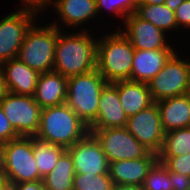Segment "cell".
Masks as SVG:
<instances>
[{
	"mask_svg": "<svg viewBox=\"0 0 190 190\" xmlns=\"http://www.w3.org/2000/svg\"><path fill=\"white\" fill-rule=\"evenodd\" d=\"M51 25L59 28L53 71L69 78L96 69L98 39L87 30L65 34L57 22L53 21Z\"/></svg>",
	"mask_w": 190,
	"mask_h": 190,
	"instance_id": "1",
	"label": "cell"
},
{
	"mask_svg": "<svg viewBox=\"0 0 190 190\" xmlns=\"http://www.w3.org/2000/svg\"><path fill=\"white\" fill-rule=\"evenodd\" d=\"M89 132V127L63 103L41 110L39 128L35 136L67 149Z\"/></svg>",
	"mask_w": 190,
	"mask_h": 190,
	"instance_id": "2",
	"label": "cell"
},
{
	"mask_svg": "<svg viewBox=\"0 0 190 190\" xmlns=\"http://www.w3.org/2000/svg\"><path fill=\"white\" fill-rule=\"evenodd\" d=\"M97 41L96 69L108 83L130 80L135 48L117 29Z\"/></svg>",
	"mask_w": 190,
	"mask_h": 190,
	"instance_id": "3",
	"label": "cell"
},
{
	"mask_svg": "<svg viewBox=\"0 0 190 190\" xmlns=\"http://www.w3.org/2000/svg\"><path fill=\"white\" fill-rule=\"evenodd\" d=\"M107 83L97 69L68 78L66 104L88 127L97 119L99 99Z\"/></svg>",
	"mask_w": 190,
	"mask_h": 190,
	"instance_id": "4",
	"label": "cell"
},
{
	"mask_svg": "<svg viewBox=\"0 0 190 190\" xmlns=\"http://www.w3.org/2000/svg\"><path fill=\"white\" fill-rule=\"evenodd\" d=\"M58 33L56 26L39 27L34 23L23 39L17 58L40 74L53 71Z\"/></svg>",
	"mask_w": 190,
	"mask_h": 190,
	"instance_id": "5",
	"label": "cell"
},
{
	"mask_svg": "<svg viewBox=\"0 0 190 190\" xmlns=\"http://www.w3.org/2000/svg\"><path fill=\"white\" fill-rule=\"evenodd\" d=\"M174 52L164 67L147 83L153 102L190 93V60Z\"/></svg>",
	"mask_w": 190,
	"mask_h": 190,
	"instance_id": "6",
	"label": "cell"
},
{
	"mask_svg": "<svg viewBox=\"0 0 190 190\" xmlns=\"http://www.w3.org/2000/svg\"><path fill=\"white\" fill-rule=\"evenodd\" d=\"M5 178L16 184L43 181L33 153L32 136L19 137L3 144Z\"/></svg>",
	"mask_w": 190,
	"mask_h": 190,
	"instance_id": "7",
	"label": "cell"
},
{
	"mask_svg": "<svg viewBox=\"0 0 190 190\" xmlns=\"http://www.w3.org/2000/svg\"><path fill=\"white\" fill-rule=\"evenodd\" d=\"M0 105L11 126L20 137L37 134L42 108L35 102L34 96L7 92L1 98Z\"/></svg>",
	"mask_w": 190,
	"mask_h": 190,
	"instance_id": "8",
	"label": "cell"
},
{
	"mask_svg": "<svg viewBox=\"0 0 190 190\" xmlns=\"http://www.w3.org/2000/svg\"><path fill=\"white\" fill-rule=\"evenodd\" d=\"M38 12L21 7L0 20V65L17 58L23 39L36 21L35 16Z\"/></svg>",
	"mask_w": 190,
	"mask_h": 190,
	"instance_id": "9",
	"label": "cell"
},
{
	"mask_svg": "<svg viewBox=\"0 0 190 190\" xmlns=\"http://www.w3.org/2000/svg\"><path fill=\"white\" fill-rule=\"evenodd\" d=\"M90 133L101 144L109 163L142 158L149 152L126 127L90 130Z\"/></svg>",
	"mask_w": 190,
	"mask_h": 190,
	"instance_id": "10",
	"label": "cell"
},
{
	"mask_svg": "<svg viewBox=\"0 0 190 190\" xmlns=\"http://www.w3.org/2000/svg\"><path fill=\"white\" fill-rule=\"evenodd\" d=\"M126 128L148 151L158 153L161 150L165 132L156 102L128 117Z\"/></svg>",
	"mask_w": 190,
	"mask_h": 190,
	"instance_id": "11",
	"label": "cell"
},
{
	"mask_svg": "<svg viewBox=\"0 0 190 190\" xmlns=\"http://www.w3.org/2000/svg\"><path fill=\"white\" fill-rule=\"evenodd\" d=\"M66 150L72 156L75 174L98 176L109 172V161L92 133Z\"/></svg>",
	"mask_w": 190,
	"mask_h": 190,
	"instance_id": "12",
	"label": "cell"
},
{
	"mask_svg": "<svg viewBox=\"0 0 190 190\" xmlns=\"http://www.w3.org/2000/svg\"><path fill=\"white\" fill-rule=\"evenodd\" d=\"M124 25L121 32L128 38L135 49H173L169 45L170 43H167L168 40L163 30L155 27L151 22L141 19L135 13L125 18Z\"/></svg>",
	"mask_w": 190,
	"mask_h": 190,
	"instance_id": "13",
	"label": "cell"
},
{
	"mask_svg": "<svg viewBox=\"0 0 190 190\" xmlns=\"http://www.w3.org/2000/svg\"><path fill=\"white\" fill-rule=\"evenodd\" d=\"M127 119L117 87L113 83H107L99 99L97 119L89 126V130L126 127Z\"/></svg>",
	"mask_w": 190,
	"mask_h": 190,
	"instance_id": "14",
	"label": "cell"
},
{
	"mask_svg": "<svg viewBox=\"0 0 190 190\" xmlns=\"http://www.w3.org/2000/svg\"><path fill=\"white\" fill-rule=\"evenodd\" d=\"M157 161V153L149 151L142 158L109 163V174L114 184L142 186L149 170Z\"/></svg>",
	"mask_w": 190,
	"mask_h": 190,
	"instance_id": "15",
	"label": "cell"
},
{
	"mask_svg": "<svg viewBox=\"0 0 190 190\" xmlns=\"http://www.w3.org/2000/svg\"><path fill=\"white\" fill-rule=\"evenodd\" d=\"M7 92L34 96L39 74L18 58L10 59L1 64Z\"/></svg>",
	"mask_w": 190,
	"mask_h": 190,
	"instance_id": "16",
	"label": "cell"
},
{
	"mask_svg": "<svg viewBox=\"0 0 190 190\" xmlns=\"http://www.w3.org/2000/svg\"><path fill=\"white\" fill-rule=\"evenodd\" d=\"M174 52V49H135L130 80L148 83L164 67Z\"/></svg>",
	"mask_w": 190,
	"mask_h": 190,
	"instance_id": "17",
	"label": "cell"
},
{
	"mask_svg": "<svg viewBox=\"0 0 190 190\" xmlns=\"http://www.w3.org/2000/svg\"><path fill=\"white\" fill-rule=\"evenodd\" d=\"M68 78L55 71L39 74L35 102L43 109L66 103Z\"/></svg>",
	"mask_w": 190,
	"mask_h": 190,
	"instance_id": "18",
	"label": "cell"
},
{
	"mask_svg": "<svg viewBox=\"0 0 190 190\" xmlns=\"http://www.w3.org/2000/svg\"><path fill=\"white\" fill-rule=\"evenodd\" d=\"M164 132L190 127V93L156 102Z\"/></svg>",
	"mask_w": 190,
	"mask_h": 190,
	"instance_id": "19",
	"label": "cell"
},
{
	"mask_svg": "<svg viewBox=\"0 0 190 190\" xmlns=\"http://www.w3.org/2000/svg\"><path fill=\"white\" fill-rule=\"evenodd\" d=\"M113 84L118 89L121 105L127 117L137 114L154 103L147 83L121 80Z\"/></svg>",
	"mask_w": 190,
	"mask_h": 190,
	"instance_id": "20",
	"label": "cell"
},
{
	"mask_svg": "<svg viewBox=\"0 0 190 190\" xmlns=\"http://www.w3.org/2000/svg\"><path fill=\"white\" fill-rule=\"evenodd\" d=\"M51 4L61 19L60 24L67 28L81 26L98 15L96 0H53Z\"/></svg>",
	"mask_w": 190,
	"mask_h": 190,
	"instance_id": "21",
	"label": "cell"
},
{
	"mask_svg": "<svg viewBox=\"0 0 190 190\" xmlns=\"http://www.w3.org/2000/svg\"><path fill=\"white\" fill-rule=\"evenodd\" d=\"M74 165L66 150L58 159L55 168L43 178L45 190H73Z\"/></svg>",
	"mask_w": 190,
	"mask_h": 190,
	"instance_id": "22",
	"label": "cell"
},
{
	"mask_svg": "<svg viewBox=\"0 0 190 190\" xmlns=\"http://www.w3.org/2000/svg\"><path fill=\"white\" fill-rule=\"evenodd\" d=\"M32 146L38 172L43 179L55 168L66 148L32 136Z\"/></svg>",
	"mask_w": 190,
	"mask_h": 190,
	"instance_id": "23",
	"label": "cell"
},
{
	"mask_svg": "<svg viewBox=\"0 0 190 190\" xmlns=\"http://www.w3.org/2000/svg\"><path fill=\"white\" fill-rule=\"evenodd\" d=\"M135 14L164 32L178 30L175 12L165 4H137Z\"/></svg>",
	"mask_w": 190,
	"mask_h": 190,
	"instance_id": "24",
	"label": "cell"
},
{
	"mask_svg": "<svg viewBox=\"0 0 190 190\" xmlns=\"http://www.w3.org/2000/svg\"><path fill=\"white\" fill-rule=\"evenodd\" d=\"M187 152L190 153V127L166 132L157 156H181Z\"/></svg>",
	"mask_w": 190,
	"mask_h": 190,
	"instance_id": "25",
	"label": "cell"
},
{
	"mask_svg": "<svg viewBox=\"0 0 190 190\" xmlns=\"http://www.w3.org/2000/svg\"><path fill=\"white\" fill-rule=\"evenodd\" d=\"M143 190H173L169 171L159 161L149 170L142 185Z\"/></svg>",
	"mask_w": 190,
	"mask_h": 190,
	"instance_id": "26",
	"label": "cell"
},
{
	"mask_svg": "<svg viewBox=\"0 0 190 190\" xmlns=\"http://www.w3.org/2000/svg\"><path fill=\"white\" fill-rule=\"evenodd\" d=\"M114 182L109 172L98 176L75 174L73 190H113Z\"/></svg>",
	"mask_w": 190,
	"mask_h": 190,
	"instance_id": "27",
	"label": "cell"
},
{
	"mask_svg": "<svg viewBox=\"0 0 190 190\" xmlns=\"http://www.w3.org/2000/svg\"><path fill=\"white\" fill-rule=\"evenodd\" d=\"M103 8L117 13L116 16L119 15L124 22L127 16L136 12L137 3L136 0H96L97 13H100Z\"/></svg>",
	"mask_w": 190,
	"mask_h": 190,
	"instance_id": "28",
	"label": "cell"
},
{
	"mask_svg": "<svg viewBox=\"0 0 190 190\" xmlns=\"http://www.w3.org/2000/svg\"><path fill=\"white\" fill-rule=\"evenodd\" d=\"M168 171H174L180 175L190 176V153L181 156H157Z\"/></svg>",
	"mask_w": 190,
	"mask_h": 190,
	"instance_id": "29",
	"label": "cell"
},
{
	"mask_svg": "<svg viewBox=\"0 0 190 190\" xmlns=\"http://www.w3.org/2000/svg\"><path fill=\"white\" fill-rule=\"evenodd\" d=\"M20 136L15 132L0 105V143H7Z\"/></svg>",
	"mask_w": 190,
	"mask_h": 190,
	"instance_id": "30",
	"label": "cell"
},
{
	"mask_svg": "<svg viewBox=\"0 0 190 190\" xmlns=\"http://www.w3.org/2000/svg\"><path fill=\"white\" fill-rule=\"evenodd\" d=\"M178 29H190V0H184L175 11ZM184 26V27H183Z\"/></svg>",
	"mask_w": 190,
	"mask_h": 190,
	"instance_id": "31",
	"label": "cell"
},
{
	"mask_svg": "<svg viewBox=\"0 0 190 190\" xmlns=\"http://www.w3.org/2000/svg\"><path fill=\"white\" fill-rule=\"evenodd\" d=\"M169 177L173 190H190V176L169 171Z\"/></svg>",
	"mask_w": 190,
	"mask_h": 190,
	"instance_id": "32",
	"label": "cell"
},
{
	"mask_svg": "<svg viewBox=\"0 0 190 190\" xmlns=\"http://www.w3.org/2000/svg\"><path fill=\"white\" fill-rule=\"evenodd\" d=\"M22 2L24 3L22 7L35 9L40 12L44 8L51 6L53 0H22Z\"/></svg>",
	"mask_w": 190,
	"mask_h": 190,
	"instance_id": "33",
	"label": "cell"
},
{
	"mask_svg": "<svg viewBox=\"0 0 190 190\" xmlns=\"http://www.w3.org/2000/svg\"><path fill=\"white\" fill-rule=\"evenodd\" d=\"M17 185L18 190H45L43 181L22 182Z\"/></svg>",
	"mask_w": 190,
	"mask_h": 190,
	"instance_id": "34",
	"label": "cell"
},
{
	"mask_svg": "<svg viewBox=\"0 0 190 190\" xmlns=\"http://www.w3.org/2000/svg\"><path fill=\"white\" fill-rule=\"evenodd\" d=\"M113 190H143L142 186L129 184H114Z\"/></svg>",
	"mask_w": 190,
	"mask_h": 190,
	"instance_id": "35",
	"label": "cell"
},
{
	"mask_svg": "<svg viewBox=\"0 0 190 190\" xmlns=\"http://www.w3.org/2000/svg\"><path fill=\"white\" fill-rule=\"evenodd\" d=\"M0 178H5L4 173V146L0 143Z\"/></svg>",
	"mask_w": 190,
	"mask_h": 190,
	"instance_id": "36",
	"label": "cell"
},
{
	"mask_svg": "<svg viewBox=\"0 0 190 190\" xmlns=\"http://www.w3.org/2000/svg\"><path fill=\"white\" fill-rule=\"evenodd\" d=\"M6 93H7V89L5 86L3 70H2V67L0 65V100Z\"/></svg>",
	"mask_w": 190,
	"mask_h": 190,
	"instance_id": "37",
	"label": "cell"
},
{
	"mask_svg": "<svg viewBox=\"0 0 190 190\" xmlns=\"http://www.w3.org/2000/svg\"><path fill=\"white\" fill-rule=\"evenodd\" d=\"M184 0H165V5L172 10L173 12L176 11L178 6L183 2Z\"/></svg>",
	"mask_w": 190,
	"mask_h": 190,
	"instance_id": "38",
	"label": "cell"
},
{
	"mask_svg": "<svg viewBox=\"0 0 190 190\" xmlns=\"http://www.w3.org/2000/svg\"><path fill=\"white\" fill-rule=\"evenodd\" d=\"M1 190H18V185L15 182H11L9 180H6L2 184Z\"/></svg>",
	"mask_w": 190,
	"mask_h": 190,
	"instance_id": "39",
	"label": "cell"
},
{
	"mask_svg": "<svg viewBox=\"0 0 190 190\" xmlns=\"http://www.w3.org/2000/svg\"><path fill=\"white\" fill-rule=\"evenodd\" d=\"M137 4H165V0H136Z\"/></svg>",
	"mask_w": 190,
	"mask_h": 190,
	"instance_id": "40",
	"label": "cell"
},
{
	"mask_svg": "<svg viewBox=\"0 0 190 190\" xmlns=\"http://www.w3.org/2000/svg\"><path fill=\"white\" fill-rule=\"evenodd\" d=\"M6 180H7L6 178H0V190H1L2 184H3Z\"/></svg>",
	"mask_w": 190,
	"mask_h": 190,
	"instance_id": "41",
	"label": "cell"
}]
</instances>
